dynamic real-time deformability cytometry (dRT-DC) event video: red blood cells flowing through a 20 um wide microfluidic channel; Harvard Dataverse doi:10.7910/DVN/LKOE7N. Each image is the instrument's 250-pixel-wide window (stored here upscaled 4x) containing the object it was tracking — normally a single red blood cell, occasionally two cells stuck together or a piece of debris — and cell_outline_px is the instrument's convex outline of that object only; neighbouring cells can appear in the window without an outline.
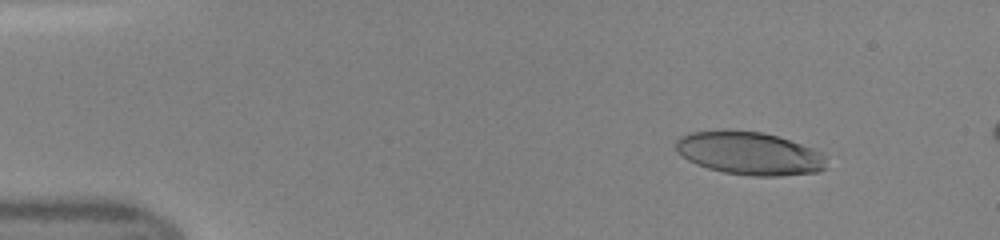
{"species": "human", "species_latin": "Homo sapiens", "temperature_condition": "room temperature", "stored_images_in_passage": 13, "camera_frame_rate_fps": 3000, "um_per_image_px": 0.085, "donor": {"sex": "female"}, "frame": {"image": 1, "passage_image": 6, "time_ms": 1.667, "image_size_px": [1000, 240], "cell_outline_px": [[824, 168], [816, 172], [780, 176], [752, 176], [724, 172], [708, 168], [696, 164], [688, 160], [676, 152], [676, 140], [680, 136], [688, 132], [724, 128], [764, 132], [812, 148], [820, 152], [824, 160]], "centroid_in_image_um": [63.6, 13.0], "position_along_channel_um": 21.4, "area_um2": 37.97}}